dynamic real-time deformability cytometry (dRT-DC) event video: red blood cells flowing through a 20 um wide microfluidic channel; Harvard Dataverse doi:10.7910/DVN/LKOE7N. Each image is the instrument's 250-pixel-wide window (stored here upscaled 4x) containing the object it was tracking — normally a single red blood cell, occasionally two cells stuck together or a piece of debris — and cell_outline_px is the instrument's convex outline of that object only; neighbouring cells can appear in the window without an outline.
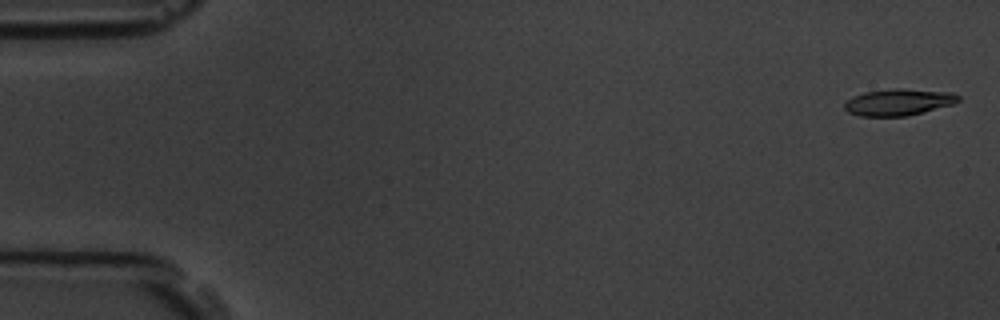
{"species": "common noctule bat (a hibernating species)", "species_latin": "Nyctalus noctula", "temperature_condition": "room temperature", "stored_images_in_passage": 5, "camera_frame_rate_fps": 3000, "um_per_image_px": 0.085, "animal": {"sex": "male", "body_mass_g": 19.5, "forearm_length_mm": 54.6}, "frame": {"image": 1, "passage_image": 1, "time_ms": 0.0, "image_size_px": [1000, 320], "cell_outline_px": [[960, 100], [952, 104], [904, 116], [860, 116], [848, 112], [844, 108], [844, 104], [852, 96], [864, 92], [896, 88], [900, 88], [952, 92], [960, 96]], "centroid_in_image_um": [76.35, 8.67], "position_along_channel_um": 8.7, "area_um2": 17.46}}